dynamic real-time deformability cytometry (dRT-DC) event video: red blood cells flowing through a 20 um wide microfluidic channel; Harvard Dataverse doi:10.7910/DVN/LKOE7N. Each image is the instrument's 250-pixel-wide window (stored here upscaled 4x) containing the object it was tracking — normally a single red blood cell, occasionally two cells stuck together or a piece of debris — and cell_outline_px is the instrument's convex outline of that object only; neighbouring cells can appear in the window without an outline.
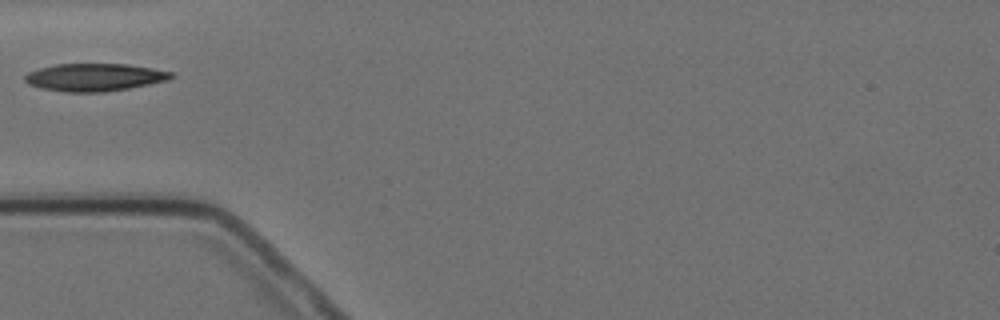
{"species": "Egyptian fruit bat (a non-hibernating species)", "species_latin": "Rousettus aegyptiacus", "temperature_condition": "cold", "stored_images_in_passage": 1, "camera_frame_rate_fps": 3000, "um_per_image_px": 0.085, "animal": {"sex": "female"}, "frame": {"image": 1, "passage_image": 1, "time_ms": 0.0, "image_size_px": [1000, 320], "cell_outline_px": [[176, 76], [168, 80], [128, 88], [104, 92], [64, 92], [40, 88], [28, 84], [24, 80], [24, 76], [28, 72], [40, 68], [56, 64], [128, 64], [152, 68], [172, 72]], "centroid_in_image_um": [8.02, 6.57], "position_along_channel_um": 77.0, "area_um2": 23.58}}